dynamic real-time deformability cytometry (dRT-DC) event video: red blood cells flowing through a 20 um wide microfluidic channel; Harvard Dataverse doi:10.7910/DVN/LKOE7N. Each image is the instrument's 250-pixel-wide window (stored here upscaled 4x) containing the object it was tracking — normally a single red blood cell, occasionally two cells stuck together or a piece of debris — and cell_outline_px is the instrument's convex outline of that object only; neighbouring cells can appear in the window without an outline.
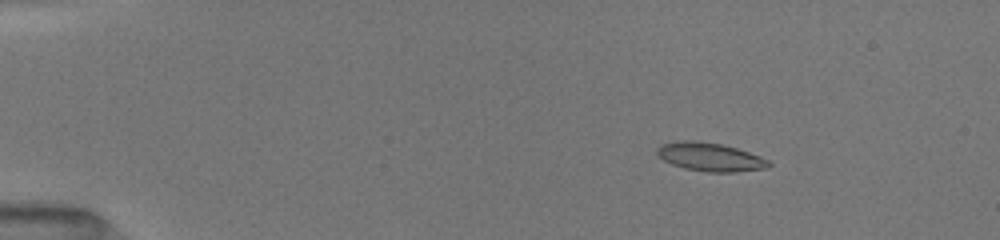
{"species": "common noctule bat (a hibernating species)", "species_latin": "Nyctalus noctula", "temperature_condition": "room temperature", "stored_images_in_passage": 52, "camera_frame_rate_fps": 3000, "um_per_image_px": 0.085, "animal": {"sex": "female", "body_mass_g": 19.5, "forearm_length_mm": 54.1}, "frame": {"image": 1, "passage_image": 9, "time_ms": 2.667, "image_size_px": [1000, 240], "cell_outline_px": [[772, 164], [768, 168], [736, 172], [708, 172], [684, 168], [672, 164], [664, 160], [656, 152], [656, 148], [660, 144], [680, 140], [696, 140], [720, 144], [736, 148], [760, 156], [768, 160]], "centroid_in_image_um": [60.35, 13.34], "position_along_channel_um": 24.6, "area_um2": 18.55}}
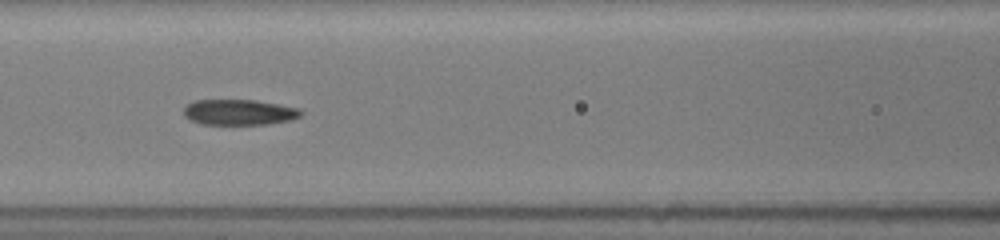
{"frame": {"image": 2, "passage_image": 25, "time_ms": 8.0, "image_size_px": [1000, 240], "cell_outline_px": [[304, 112], [300, 116], [288, 120], [264, 124], [200, 124], [184, 116], [184, 108], [188, 104], [196, 100], [256, 100], [300, 108]], "centroid_in_image_um": [20.33, 9.53], "position_along_channel_um": 146.3, "area_um2": 17.34}}
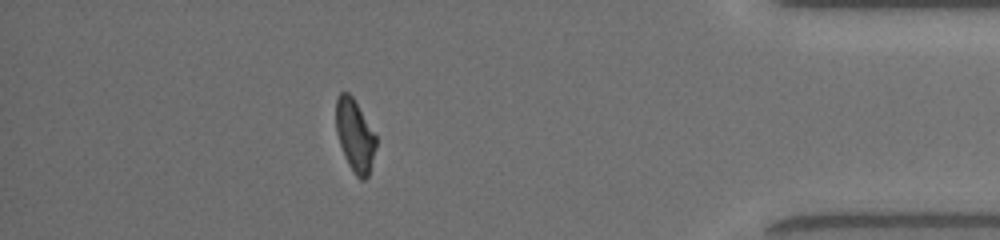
{"frame": {"image": 3, "passage_image": 47, "time_ms": 15.333, "image_size_px": [1000, 240], "cell_outline_px": [[376, 148], [368, 176], [364, 180], [360, 180], [352, 172], [344, 156], [336, 132], [336, 96], [340, 92], [348, 92], [352, 96], [376, 136]], "centroid_in_image_um": [30.15, 11.53], "position_along_channel_um": 405.0, "area_um2": 16.82}, "authors_computed_cell_mechanics": {"area_um2": 18.0336, "velocity_mm_per_s": 4.0271, "shape_relaxation_time_tau1_ms": null, "shape_relaxation_time_tau2_ms": 2.1802, "deformation_change_tau1": null, "deformation_change_tau2": 0.0801}}